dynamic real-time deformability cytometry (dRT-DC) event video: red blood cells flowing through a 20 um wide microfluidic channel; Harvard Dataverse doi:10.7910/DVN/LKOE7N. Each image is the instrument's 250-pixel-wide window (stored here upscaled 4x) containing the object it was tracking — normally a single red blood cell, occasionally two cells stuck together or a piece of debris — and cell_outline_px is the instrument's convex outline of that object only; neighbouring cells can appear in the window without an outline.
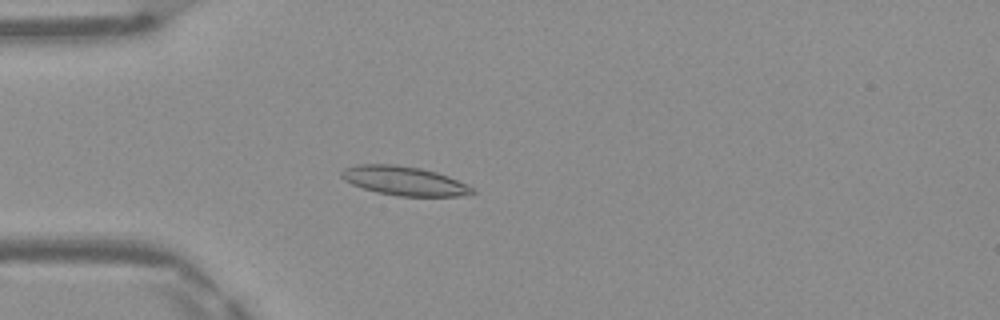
{"species": "Egyptian fruit bat (a non-hibernating species)", "species_latin": "Rousettus aegyptiacus", "temperature_condition": "warm", "stored_images_in_passage": 48, "camera_frame_rate_fps": 3000, "um_per_image_px": 0.085, "frame": {"image": 1, "passage_image": 13, "time_ms": 4.0, "image_size_px": [1000, 320], "cell_outline_px": [[476, 192], [472, 196], [396, 196], [376, 192], [352, 184], [344, 180], [340, 176], [340, 172], [344, 168], [356, 164], [396, 164], [420, 168], [436, 172], [448, 176], [468, 184], [476, 188]], "centroid_in_image_um": [34.41, 15.38], "position_along_channel_um": 50.6, "area_um2": 22.54}}
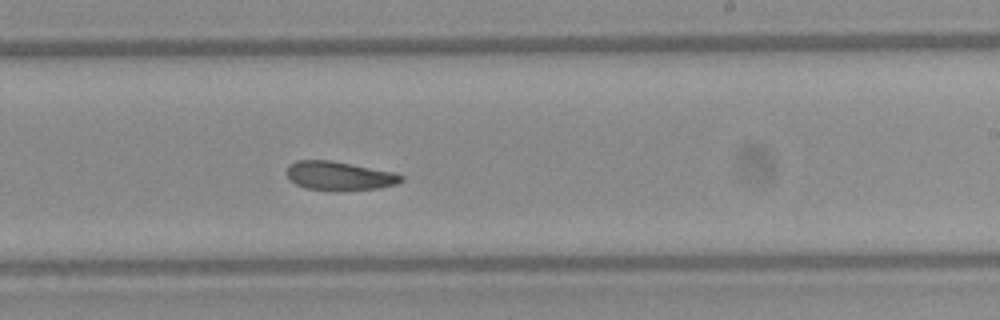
{"frame": {"image": 2, "passage_image": 29, "time_ms": 9.333, "image_size_px": [1000, 320], "cell_outline_px": [[404, 180], [396, 184], [380, 188], [336, 192], [304, 188], [296, 184], [284, 172], [288, 164], [296, 160], [332, 160], [396, 172], [404, 176]], "centroid_in_image_um": [28.84, 14.95], "position_along_channel_um": 260.2, "area_um2": 19.88}}
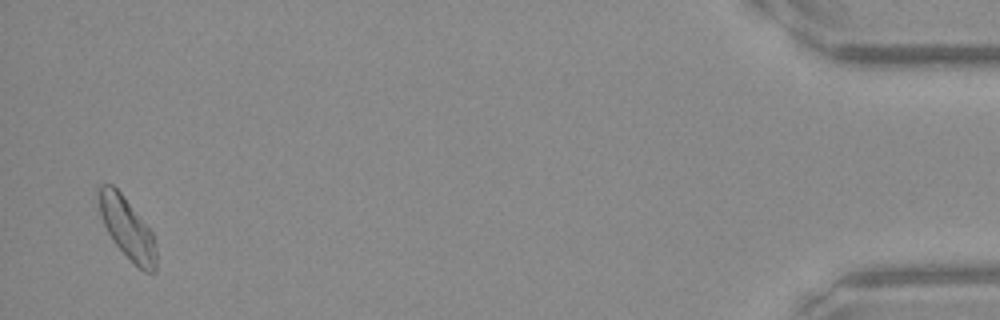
{"frame": {"image": 3, "passage_image": 47, "time_ms": 15.333, "image_size_px": [1000, 320], "cell_outline_px": [[156, 272], [144, 272], [116, 244], [108, 232], [100, 216], [96, 192], [100, 184], [112, 184], [120, 192], [152, 232], [156, 244]], "centroid_in_image_um": [10.79, 19.36], "position_along_channel_um": 424.4, "area_um2": 20.23}, "authors_computed_cell_mechanics": {"area_um2": 20.1144, "velocity_mm_per_s": 4.1459, "shape_relaxation_time_tau1_ms": 7.8904, "shape_relaxation_time_tau2_ms": 4.879, "deformation_change_tau1": 0.172, "deformation_change_tau2": 0.1246}}